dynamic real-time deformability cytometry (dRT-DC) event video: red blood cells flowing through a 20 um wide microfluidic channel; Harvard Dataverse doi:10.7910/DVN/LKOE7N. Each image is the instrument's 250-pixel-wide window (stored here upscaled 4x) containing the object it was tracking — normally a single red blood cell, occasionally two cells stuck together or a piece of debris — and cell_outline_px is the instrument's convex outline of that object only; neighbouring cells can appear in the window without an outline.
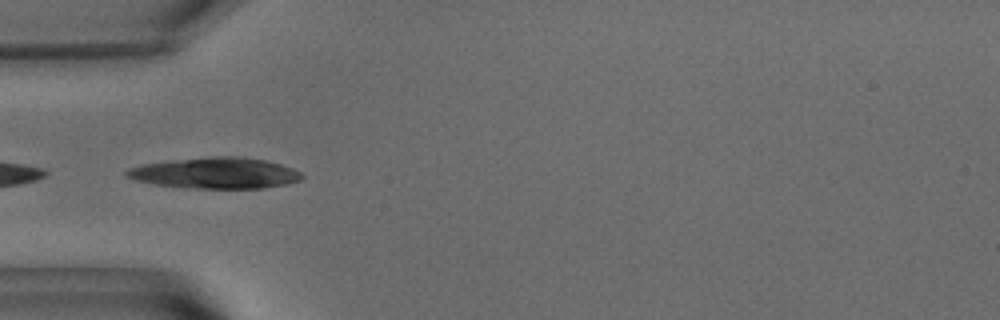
{"species": "common noctule bat (a hibernating species)", "species_latin": "Nyctalus noctula", "temperature_condition": "warm", "stored_images_in_passage": 8, "camera_frame_rate_fps": 3000, "um_per_image_px": 0.085, "animal": {"sex": "male", "body_mass_g": 15.6}, "frame": {"image": 1, "passage_image": 3, "time_ms": 0.667, "image_size_px": [1000, 320], "cell_outline_px": [[304, 176], [300, 180], [288, 184], [264, 188], [188, 188], [152, 184], [136, 180], [124, 176], [124, 172], [128, 168], [144, 164], [172, 160], [208, 156], [244, 156], [264, 160], [280, 164], [292, 168], [300, 172]], "centroid_in_image_um": [18.3, 14.71], "position_along_channel_um": 66.7, "area_um2": 31.91}}